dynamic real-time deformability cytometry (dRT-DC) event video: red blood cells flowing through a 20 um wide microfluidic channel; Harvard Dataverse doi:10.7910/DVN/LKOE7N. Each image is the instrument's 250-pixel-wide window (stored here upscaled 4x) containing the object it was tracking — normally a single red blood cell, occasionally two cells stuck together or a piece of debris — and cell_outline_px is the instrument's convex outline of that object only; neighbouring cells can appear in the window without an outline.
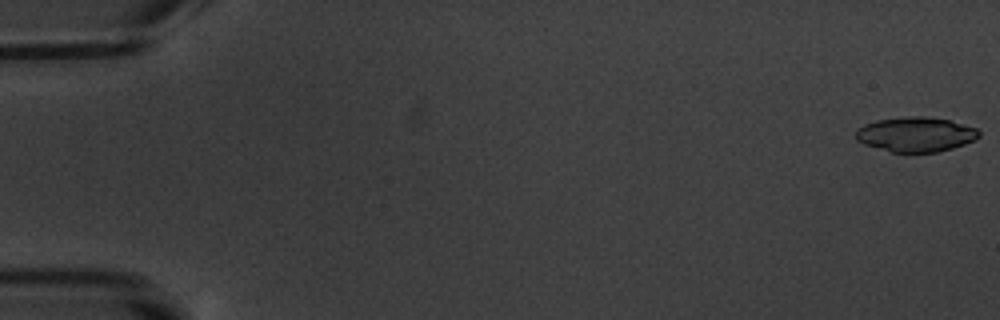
{"species": "common noctule bat (a hibernating species)", "species_latin": "Nyctalus noctula", "temperature_condition": "warm", "stored_images_in_passage": 5, "camera_frame_rate_fps": 3000, "um_per_image_px": 0.085, "animal": {"sex": "male", "body_mass_g": 20.1, "forearm_length_mm": 53.5}, "frame": {"image": 1, "passage_image": 1, "time_ms": 0.0, "image_size_px": [1000, 320], "cell_outline_px": [[980, 136], [976, 140], [952, 148], [936, 152], [892, 152], [864, 144], [856, 140], [856, 132], [864, 124], [876, 120], [908, 116], [928, 116], [948, 120], [976, 128], [980, 132]], "centroid_in_image_um": [77.85, 11.42], "position_along_channel_um": 7.2, "area_um2": 24.85}}
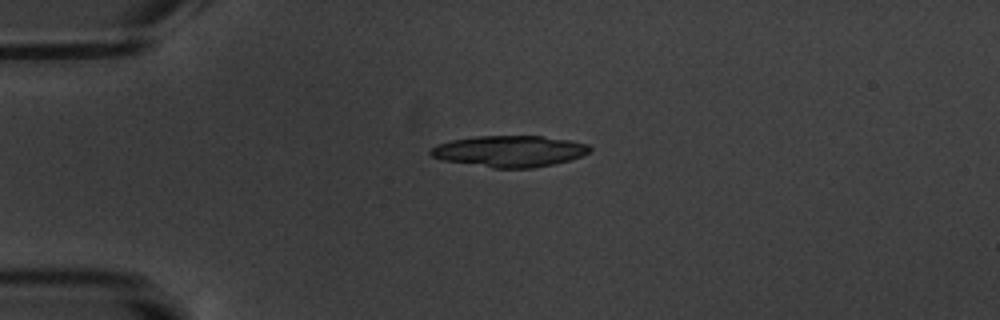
{"frame": {"image": 2, "passage_image": 5, "time_ms": 4.667, "image_size_px": [1000, 320], "cell_outline_px": [[592, 148], [588, 152], [580, 156], [568, 160], [552, 164], [532, 168], [492, 168], [444, 160], [432, 156], [428, 152], [432, 148], [440, 144], [452, 140], [476, 136], [544, 136], [568, 140], [588, 144]], "centroid_in_image_um": [43.31, 12.85], "position_along_channel_um": 41.7, "area_um2": 28.73}}